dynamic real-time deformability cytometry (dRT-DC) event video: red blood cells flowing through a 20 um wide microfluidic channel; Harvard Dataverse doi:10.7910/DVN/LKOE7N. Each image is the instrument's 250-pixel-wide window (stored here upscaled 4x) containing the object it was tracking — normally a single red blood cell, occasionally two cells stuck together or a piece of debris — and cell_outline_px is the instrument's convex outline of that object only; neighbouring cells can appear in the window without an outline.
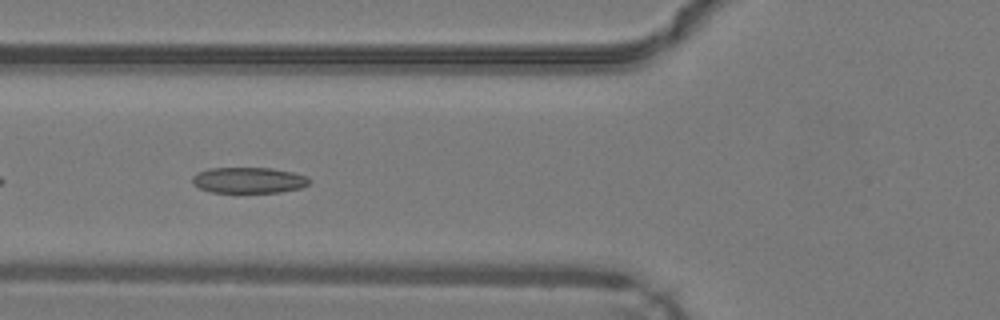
{"species": "common noctule bat (a hibernating species)", "species_latin": "Nyctalus noctula", "temperature_condition": "warm", "stored_images_in_passage": 34, "camera_frame_rate_fps": 3000, "um_per_image_px": 0.085, "animal": {"sex": "male", "body_mass_g": 19.2, "forearm_length_mm": 51.8}, "frame": {"image": 1, "passage_image": 5, "time_ms": 1.333, "image_size_px": [1000, 320], "cell_outline_px": [[312, 180], [308, 184], [300, 188], [280, 192], [212, 192], [200, 188], [192, 184], [192, 176], [196, 172], [208, 168], [272, 168], [292, 172], [308, 176]], "centroid_in_image_um": [21.13, 15.31], "position_along_channel_um": 104.7, "area_um2": 17.74}}
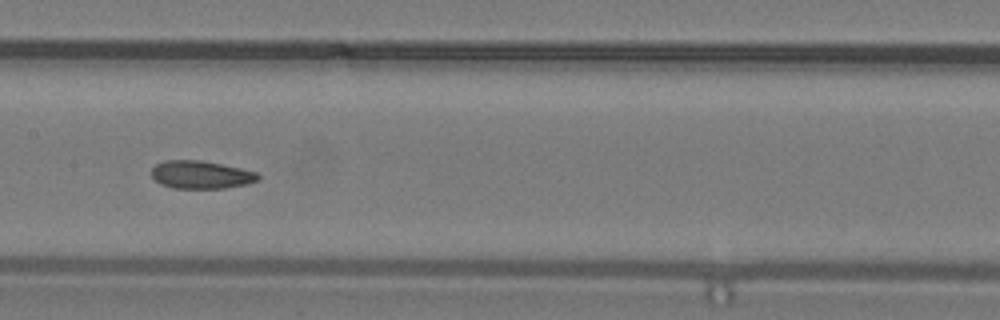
{"frame": {"image": 2, "passage_image": 11, "time_ms": 3.333, "image_size_px": [1000, 320], "cell_outline_px": [[260, 180], [248, 184], [224, 188], [172, 188], [160, 184], [152, 176], [152, 168], [156, 164], [164, 160], [200, 160], [240, 168], [256, 172], [260, 176]], "centroid_in_image_um": [17.09, 14.85], "position_along_channel_um": 190.3, "area_um2": 17.34}}
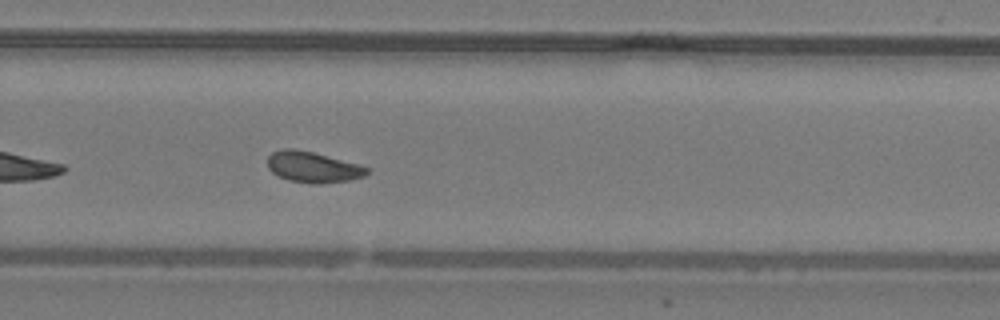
{"frame": {"image": 3, "passage_image": 19, "time_ms": 6.0, "image_size_px": [1000, 320], "cell_outline_px": [[368, 172], [364, 176], [348, 180], [320, 184], [316, 184], [288, 180], [272, 172], [268, 168], [268, 156], [272, 152], [280, 148], [292, 148], [312, 152], [360, 164], [368, 168]], "centroid_in_image_um": [26.58, 14.19], "position_along_channel_um": 303.2, "area_um2": 17.8}, "authors_computed_cell_mechanics": {"area_um2": 17.8891, "velocity_mm_per_s": 4.2585, "shape_relaxation_time_tau1_ms": null, "shape_relaxation_time_tau2_ms": 1.5731, "deformation_change_tau1": null, "deformation_change_tau2": 0.0682}}